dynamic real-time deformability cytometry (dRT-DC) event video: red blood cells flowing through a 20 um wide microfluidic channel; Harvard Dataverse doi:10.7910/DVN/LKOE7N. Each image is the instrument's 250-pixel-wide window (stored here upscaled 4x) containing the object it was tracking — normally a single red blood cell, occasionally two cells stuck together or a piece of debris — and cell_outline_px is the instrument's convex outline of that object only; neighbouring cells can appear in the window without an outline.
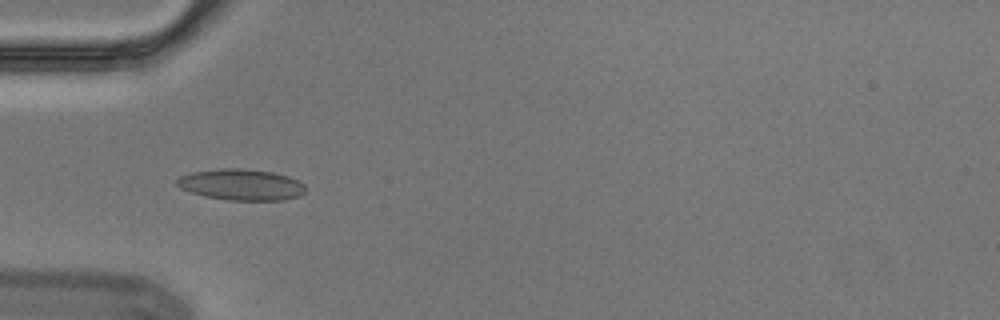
{"species": "Egyptian fruit bat (a non-hibernating species)", "species_latin": "Rousettus aegyptiacus", "temperature_condition": "cold", "stored_images_in_passage": 10, "camera_frame_rate_fps": 3000, "um_per_image_px": 0.085, "animal": {"sex": "male"}, "frame": {"image": 1, "passage_image": 5, "time_ms": 1.333, "image_size_px": [1000, 320], "cell_outline_px": [[304, 192], [300, 196], [280, 200], [228, 200], [204, 196], [180, 188], [176, 184], [176, 180], [180, 176], [192, 172], [220, 168], [240, 168], [272, 172], [288, 176], [304, 184]], "centroid_in_image_um": [20.48, 15.69], "position_along_channel_um": 64.5, "area_um2": 23.24}}